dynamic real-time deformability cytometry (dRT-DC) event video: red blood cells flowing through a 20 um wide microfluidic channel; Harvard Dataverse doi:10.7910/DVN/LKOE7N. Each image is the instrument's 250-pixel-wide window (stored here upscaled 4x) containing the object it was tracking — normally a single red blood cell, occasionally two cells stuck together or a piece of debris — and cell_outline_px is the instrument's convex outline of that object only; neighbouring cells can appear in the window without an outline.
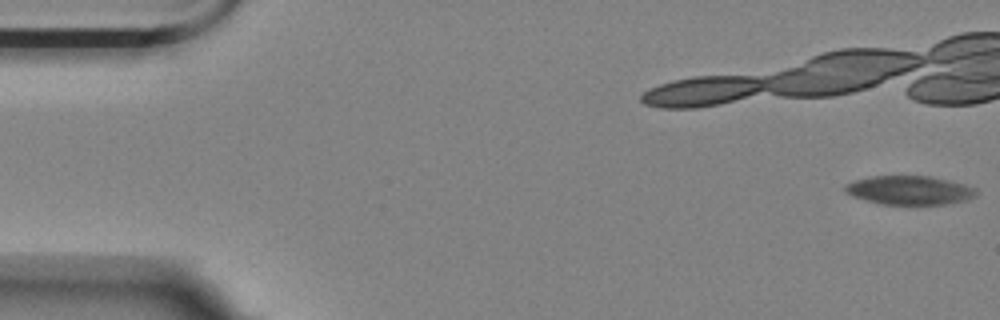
{"species": "Egyptian fruit bat (a non-hibernating species)", "species_latin": "Rousettus aegyptiacus", "temperature_condition": "room temperature", "stored_images_in_passage": 12, "camera_frame_rate_fps": 3000, "um_per_image_px": 0.085, "animal": {"sex": "female"}, "frame": {"image": 1, "passage_image": 1, "time_ms": 0.0, "image_size_px": [1000, 320], "cell_outline_px": [[976, 196], [968, 200], [944, 204], [880, 204], [856, 196], [848, 192], [844, 188], [844, 184], [856, 180], [872, 176], [928, 176], [948, 180], [964, 184], [976, 188]], "centroid_in_image_um": [77.36, 16.16], "position_along_channel_um": 7.6, "area_um2": 21.73}}